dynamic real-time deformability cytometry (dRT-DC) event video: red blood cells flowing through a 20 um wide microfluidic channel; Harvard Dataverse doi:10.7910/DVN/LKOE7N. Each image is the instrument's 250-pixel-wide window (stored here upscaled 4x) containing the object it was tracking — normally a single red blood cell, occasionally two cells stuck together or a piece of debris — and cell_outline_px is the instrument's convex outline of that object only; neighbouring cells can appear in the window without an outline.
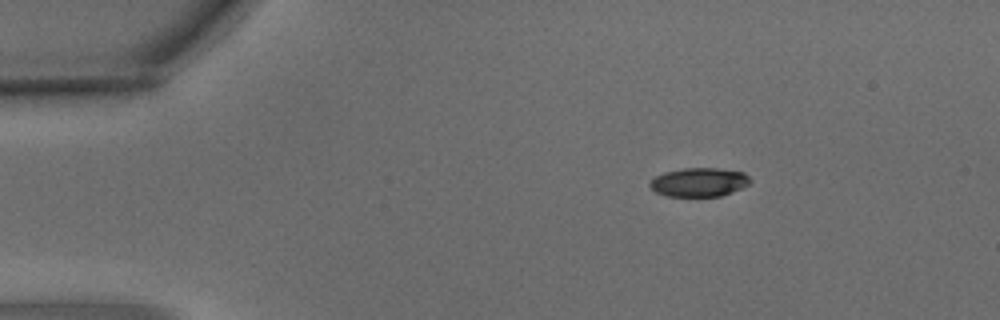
{"species": "common noctule bat (a hibernating species)", "species_latin": "Nyctalus noctula", "temperature_condition": "warm", "stored_images_in_passage": 3, "camera_frame_rate_fps": 3000, "um_per_image_px": 0.085, "animal": {"sex": "male", "body_mass_g": 15.6}, "frame": {"image": 1, "passage_image": 1, "time_ms": 0.0, "image_size_px": [1000, 320], "cell_outline_px": [[752, 180], [748, 184], [740, 188], [720, 196], [668, 196], [656, 192], [648, 184], [656, 176], [664, 172], [684, 168], [716, 168], [744, 172]], "centroid_in_image_um": [59.42, 15.48], "position_along_channel_um": 25.6, "area_um2": 16.65}}